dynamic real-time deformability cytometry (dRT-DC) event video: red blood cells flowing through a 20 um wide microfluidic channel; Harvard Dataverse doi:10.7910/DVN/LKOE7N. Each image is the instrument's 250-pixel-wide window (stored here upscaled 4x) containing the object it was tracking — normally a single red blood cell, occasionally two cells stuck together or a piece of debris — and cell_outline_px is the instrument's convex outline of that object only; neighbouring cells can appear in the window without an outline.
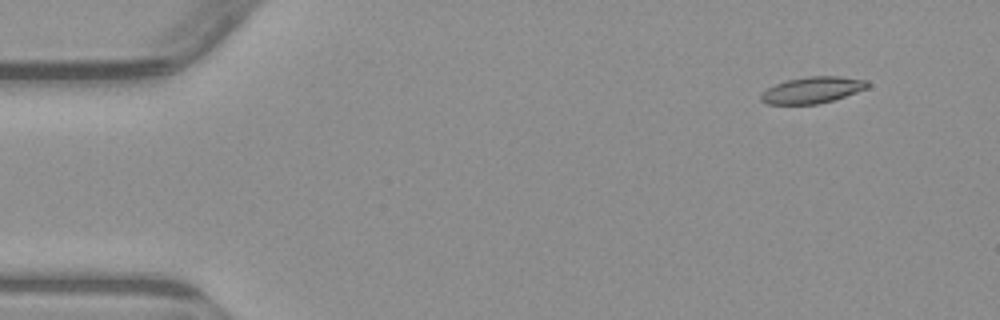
{"species": "common noctule bat (a hibernating species)", "species_latin": "Nyctalus noctula", "temperature_condition": "warm", "stored_images_in_passage": 4, "camera_frame_rate_fps": 3000, "um_per_image_px": 0.085, "animal": {"sex": "male", "body_mass_g": 23.1, "forearm_length_mm": 52.7}, "frame": {"image": 1, "passage_image": 1, "time_ms": 0.0, "image_size_px": [1000, 320], "cell_outline_px": [[868, 88], [832, 100], [816, 104], [768, 104], [760, 100], [760, 96], [768, 88], [784, 80], [808, 76], [840, 76], [868, 80]], "centroid_in_image_um": [69.05, 7.64], "position_along_channel_um": 16.0, "area_um2": 16.3}}
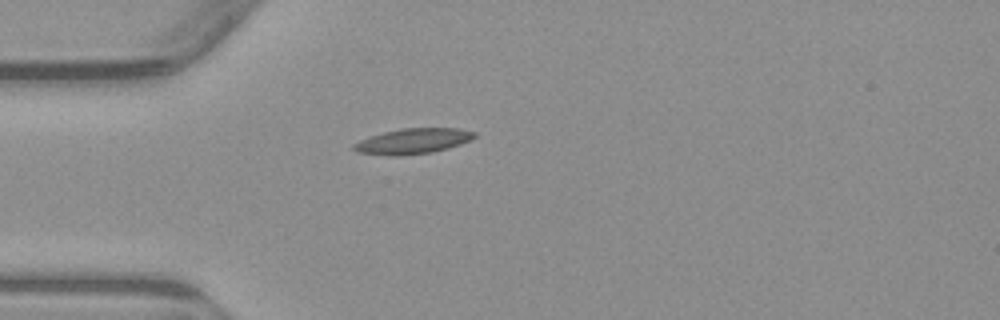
{"frame": {"image": 2, "passage_image": 3, "time_ms": 3.333, "image_size_px": [1000, 320], "cell_outline_px": [[476, 136], [460, 144], [448, 148], [432, 152], [400, 156], [388, 156], [356, 152], [352, 148], [352, 144], [368, 136], [400, 128], [460, 128], [476, 132]], "centroid_in_image_um": [35.05, 12.0], "position_along_channel_um": 50.0, "area_um2": 18.03}}